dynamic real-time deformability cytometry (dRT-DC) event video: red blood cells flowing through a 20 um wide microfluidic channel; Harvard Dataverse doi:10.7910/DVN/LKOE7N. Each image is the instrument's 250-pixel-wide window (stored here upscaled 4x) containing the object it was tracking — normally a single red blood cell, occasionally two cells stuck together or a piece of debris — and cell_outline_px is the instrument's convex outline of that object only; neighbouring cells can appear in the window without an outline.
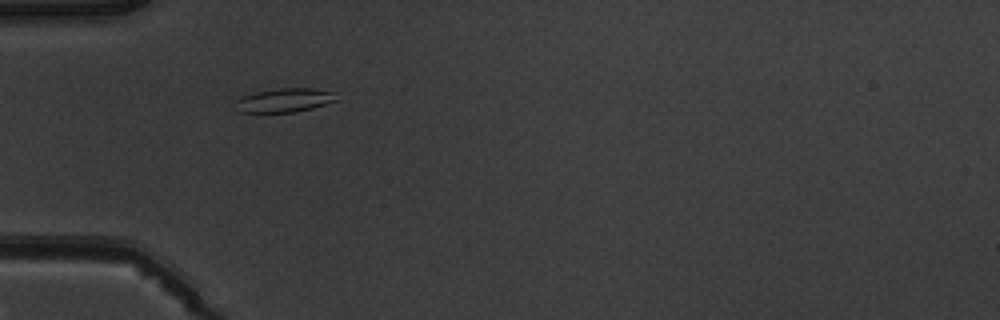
{"species": "common noctule bat (a hibernating species)", "species_latin": "Nyctalus noctula", "temperature_condition": "warm", "stored_images_in_passage": 5, "camera_frame_rate_fps": 3000, "um_per_image_px": 0.085, "animal": {"sex": "male", "body_mass_g": 19.5, "forearm_length_mm": 54.6}, "frame": {"image": 1, "passage_image": 1, "time_ms": 0.0, "image_size_px": [1000, 320], "cell_outline_px": [[336, 100], [312, 108], [296, 112], [236, 112], [232, 100], [240, 96], [256, 92], [280, 88], [312, 88], [336, 92]], "centroid_in_image_um": [24.08, 8.52], "position_along_channel_um": 60.9, "area_um2": 14.28}}
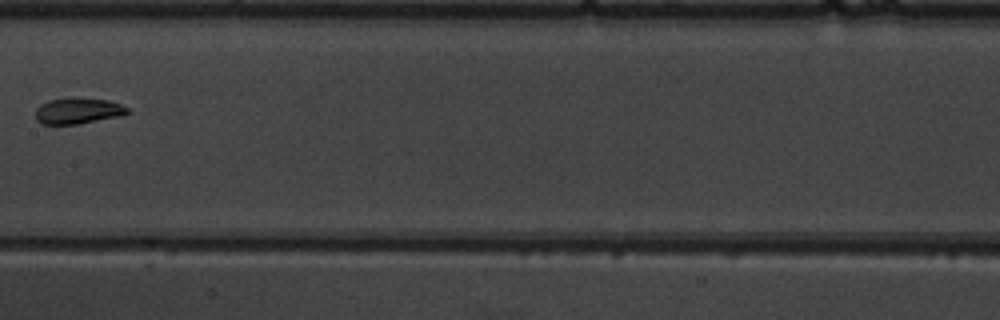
{"frame": {"image": 2, "passage_image": 4, "time_ms": 3.667, "image_size_px": [1000, 320], "cell_outline_px": [[132, 112], [120, 116], [76, 124], [40, 124], [36, 120], [36, 108], [40, 104], [48, 100], [72, 96], [108, 100], [120, 104], [128, 108]], "centroid_in_image_um": [6.61, 9.4], "position_along_channel_um": 200.8, "area_um2": 14.22}}
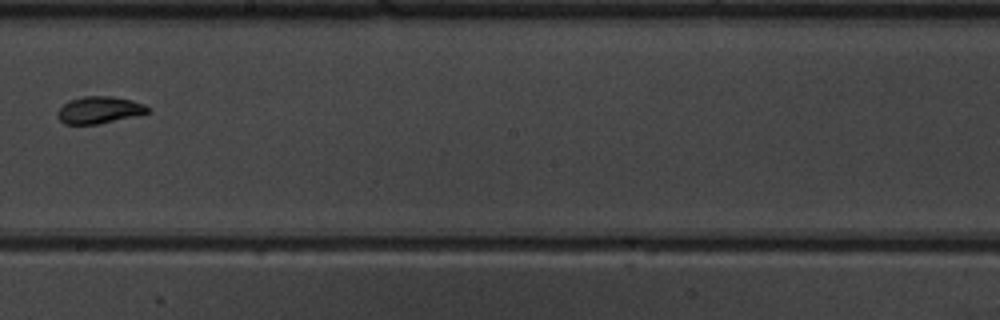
{"frame": {"image": 3, "passage_image": 5, "time_ms": 4.667, "image_size_px": [1000, 320], "cell_outline_px": [[152, 112], [96, 124], [64, 124], [56, 116], [56, 112], [64, 104], [72, 100], [84, 96], [112, 96], [132, 100], [144, 104]], "centroid_in_image_um": [8.43, 9.35], "position_along_channel_um": 239.8, "area_um2": 14.05}}